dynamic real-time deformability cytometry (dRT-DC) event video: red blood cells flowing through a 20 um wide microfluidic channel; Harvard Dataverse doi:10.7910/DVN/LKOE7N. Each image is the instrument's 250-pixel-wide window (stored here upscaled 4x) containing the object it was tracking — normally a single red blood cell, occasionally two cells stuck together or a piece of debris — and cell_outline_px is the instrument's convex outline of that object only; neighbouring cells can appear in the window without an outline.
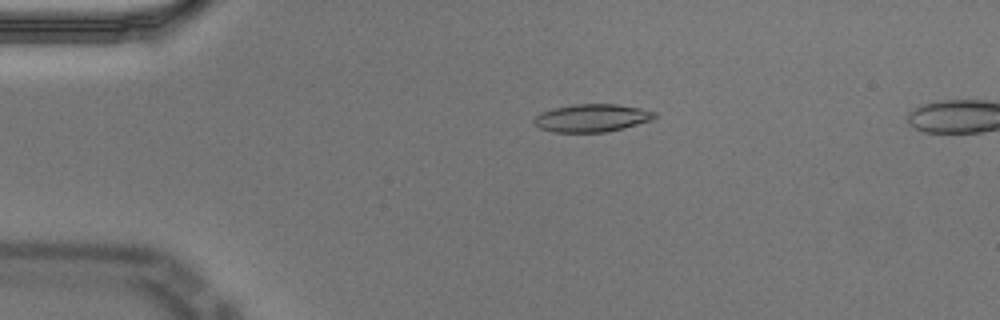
{"species": "Egyptian fruit bat (a non-hibernating species)", "species_latin": "Rousettus aegyptiacus", "temperature_condition": "cold", "stored_images_in_passage": 56, "camera_frame_rate_fps": 3000, "um_per_image_px": 0.085, "animal": {"sex": "male"}, "frame": {"image": 1, "passage_image": 12, "time_ms": 3.667, "image_size_px": [1000, 320], "cell_outline_px": [[656, 116], [652, 120], [624, 128], [604, 132], [552, 132], [540, 128], [532, 120], [540, 112], [552, 108], [576, 104], [616, 104], [640, 108], [656, 112]], "centroid_in_image_um": [50.3, 10.02], "position_along_channel_um": 34.7, "area_um2": 19.54}}
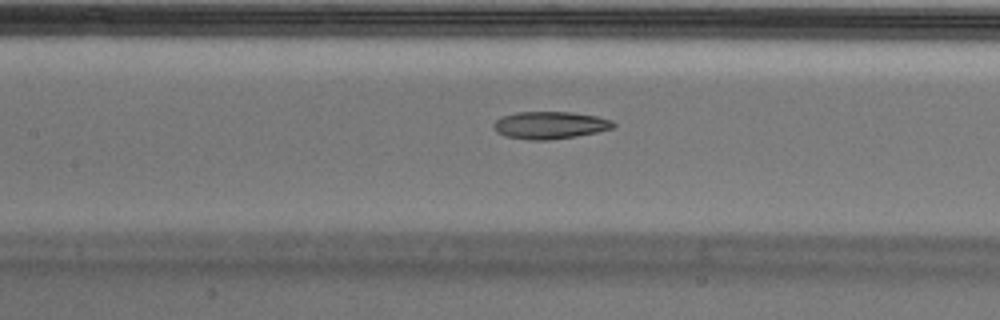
{"frame": {"image": 2, "passage_image": 26, "time_ms": 8.333, "image_size_px": [1000, 320], "cell_outline_px": [[616, 124], [612, 128], [596, 132], [576, 136], [548, 140], [528, 140], [504, 136], [496, 132], [492, 124], [496, 120], [504, 116], [516, 112], [572, 112], [596, 116], [612, 120]], "centroid_in_image_um": [46.72, 10.64], "position_along_channel_um": 160.7, "area_um2": 19.07}}
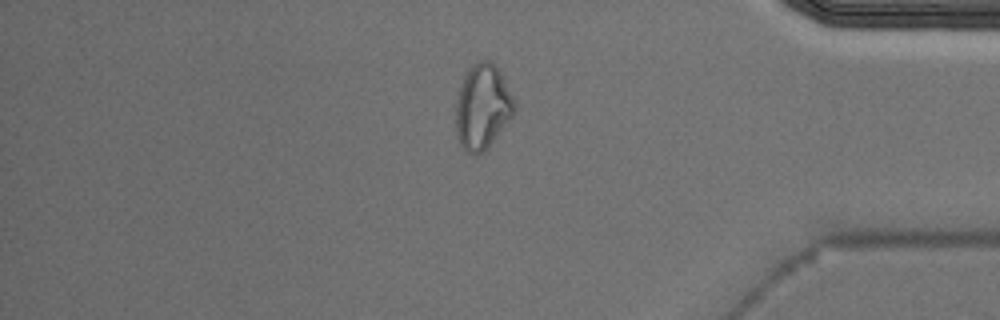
{"frame": {"image": 3, "passage_image": 48, "time_ms": 15.667, "image_size_px": [1000, 320], "cell_outline_px": [[516, 108], [512, 116], [484, 152], [476, 156], [468, 152], [460, 144], [456, 136], [456, 100], [464, 76], [472, 64], [476, 60], [492, 60], [496, 64], [516, 100]], "centroid_in_image_um": [41.02, 9.06], "position_along_channel_um": 394.2, "area_um2": 29.25}}